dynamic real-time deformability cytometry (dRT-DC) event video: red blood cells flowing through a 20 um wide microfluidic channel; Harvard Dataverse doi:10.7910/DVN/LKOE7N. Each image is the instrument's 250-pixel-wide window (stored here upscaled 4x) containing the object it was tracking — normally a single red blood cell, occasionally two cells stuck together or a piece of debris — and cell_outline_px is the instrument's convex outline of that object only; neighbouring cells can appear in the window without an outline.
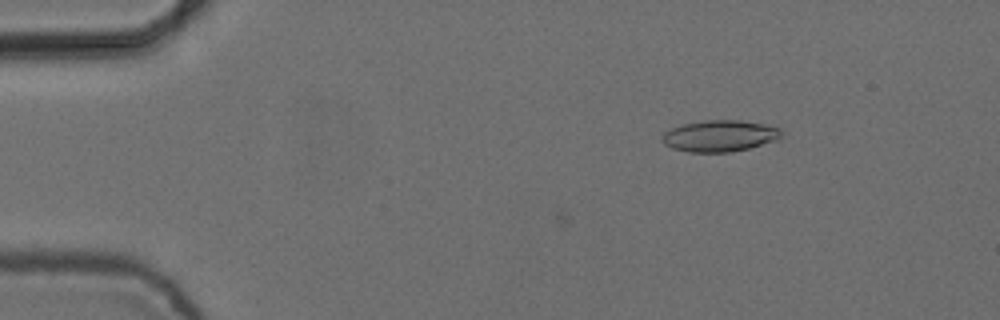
{"species": "common noctule bat (a hibernating species)", "species_latin": "Nyctalus noctula", "temperature_condition": "cold", "stored_images_in_passage": 5, "camera_frame_rate_fps": 3000, "um_per_image_px": 0.085, "animal": {"sex": "female", "body_mass_g": 24.6, "forearm_length_mm": 56.2}, "frame": {"image": 1, "passage_image": 5, "time_ms": 1.333, "image_size_px": [1000, 320], "cell_outline_px": [[784, 136], [776, 140], [748, 148], [728, 152], [688, 152], [672, 148], [664, 144], [660, 136], [664, 132], [680, 124], [704, 120], [740, 120], [764, 124], [780, 128], [784, 132]], "centroid_in_image_um": [61.17, 11.54], "position_along_channel_um": 23.8, "area_um2": 22.02}}